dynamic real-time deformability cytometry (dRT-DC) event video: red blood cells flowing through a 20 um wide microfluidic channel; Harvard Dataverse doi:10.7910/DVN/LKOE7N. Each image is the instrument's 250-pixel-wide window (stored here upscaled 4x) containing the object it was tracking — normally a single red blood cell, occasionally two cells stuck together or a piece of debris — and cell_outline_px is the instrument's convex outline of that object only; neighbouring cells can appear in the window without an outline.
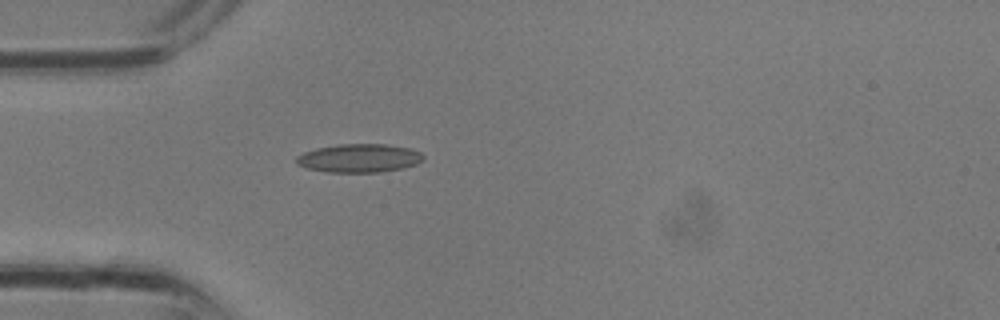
{"species": "common noctule bat (a hibernating species)", "species_latin": "Nyctalus noctula", "temperature_condition": "room temperature", "stored_images_in_passage": 3, "camera_frame_rate_fps": 3000, "um_per_image_px": 0.085, "animal": {"sex": "male", "body_mass_g": 13.3}, "frame": {"image": 1, "passage_image": 3, "time_ms": 0.667, "image_size_px": [1000, 320], "cell_outline_px": [[424, 160], [416, 164], [404, 168], [380, 172], [324, 172], [304, 168], [296, 164], [296, 156], [304, 152], [316, 148], [336, 144], [388, 144], [412, 148], [420, 152], [424, 156]], "centroid_in_image_um": [30.52, 13.44], "position_along_channel_um": 54.5, "area_um2": 21.44}}